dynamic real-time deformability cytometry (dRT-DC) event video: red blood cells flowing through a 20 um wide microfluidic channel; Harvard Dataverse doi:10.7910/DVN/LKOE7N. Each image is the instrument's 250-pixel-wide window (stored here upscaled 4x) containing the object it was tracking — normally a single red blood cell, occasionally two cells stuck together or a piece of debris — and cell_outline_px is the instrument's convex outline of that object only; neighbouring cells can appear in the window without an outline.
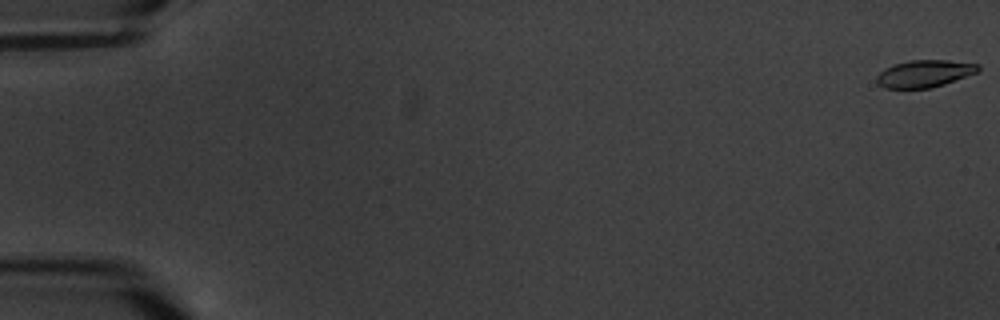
{"species": "common noctule bat (a hibernating species)", "species_latin": "Nyctalus noctula", "temperature_condition": "warm", "stored_images_in_passage": 12, "camera_frame_rate_fps": 3000, "um_per_image_px": 0.085, "animal": {"sex": "male", "body_mass_g": 20.1, "forearm_length_mm": 53.5}, "frame": {"image": 1, "passage_image": 1, "time_ms": 0.0, "image_size_px": [1000, 320], "cell_outline_px": [[980, 68], [976, 72], [944, 84], [928, 88], [884, 88], [876, 80], [876, 76], [884, 68], [908, 60], [948, 60], [980, 64]], "centroid_in_image_um": [78.56, 6.24], "position_along_channel_um": 6.4, "area_um2": 15.9}}
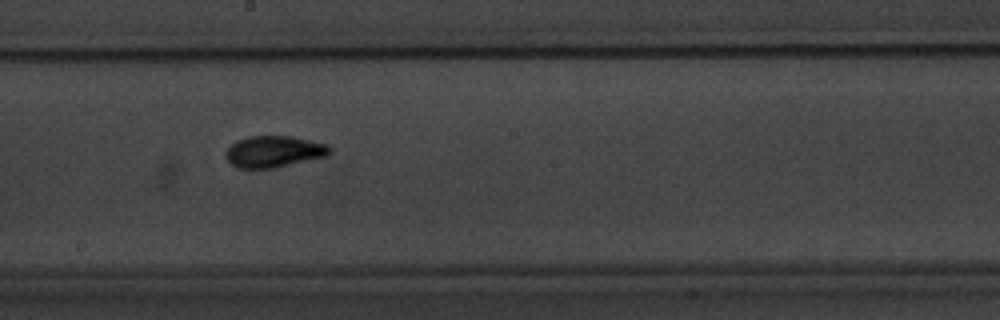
{"frame": {"image": 2, "passage_image": 10, "time_ms": 11.333, "image_size_px": [1000, 320], "cell_outline_px": [[332, 152], [324, 156], [276, 168], [236, 168], [224, 156], [224, 152], [236, 140], [248, 136], [292, 136], [328, 144], [332, 148]], "centroid_in_image_um": [23.27, 12.88], "position_along_channel_um": 224.9, "area_um2": 19.19}}
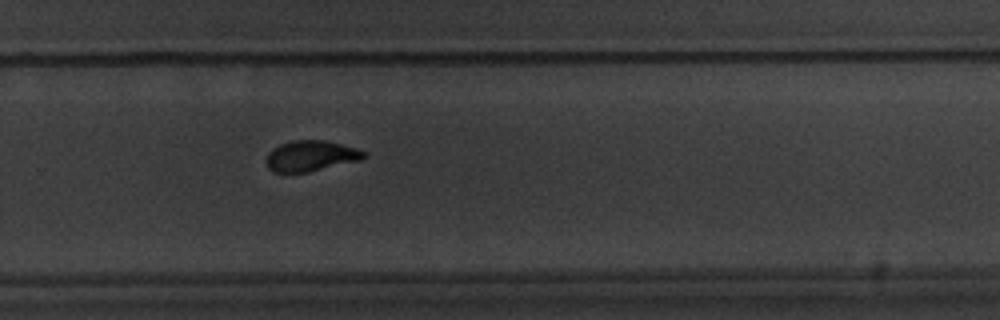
{"frame": {"image": 3, "passage_image": 12, "time_ms": 13.667, "image_size_px": [1000, 320], "cell_outline_px": [[368, 156], [360, 160], [308, 172], [272, 172], [268, 168], [264, 160], [268, 152], [272, 148], [280, 144], [292, 140], [324, 140], [356, 148], [364, 152]], "centroid_in_image_um": [26.37, 13.25], "position_along_channel_um": 303.4, "area_um2": 17.51}}